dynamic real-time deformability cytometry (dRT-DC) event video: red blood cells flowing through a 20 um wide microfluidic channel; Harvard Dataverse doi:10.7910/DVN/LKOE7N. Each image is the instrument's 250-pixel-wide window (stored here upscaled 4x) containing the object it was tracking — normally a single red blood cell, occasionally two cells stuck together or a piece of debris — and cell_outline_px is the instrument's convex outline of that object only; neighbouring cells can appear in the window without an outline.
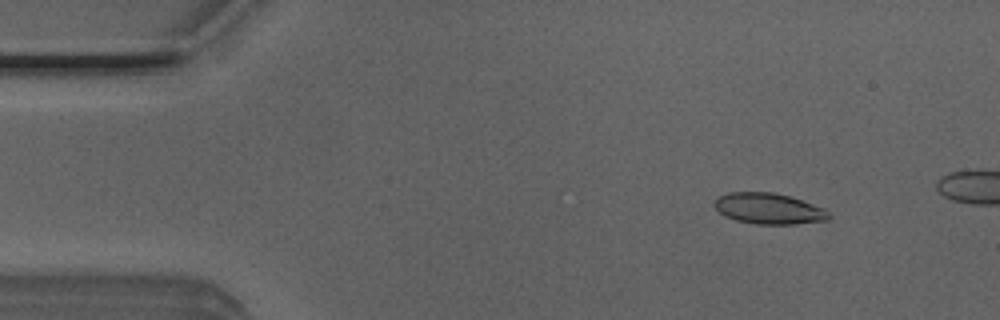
{"species": "Egyptian fruit bat (a non-hibernating species)", "species_latin": "Rousettus aegyptiacus", "temperature_condition": "room temperature", "stored_images_in_passage": 45, "camera_frame_rate_fps": 3000, "um_per_image_px": 0.085, "animal": {"sex": "male"}, "frame": {"image": 1, "passage_image": 5, "time_ms": 1.333, "image_size_px": [1000, 320], "cell_outline_px": [[832, 216], [828, 220], [796, 224], [756, 224], [736, 220], [724, 216], [712, 204], [720, 196], [728, 192], [772, 192], [788, 196], [824, 208]], "centroid_in_image_um": [65.34, 17.74], "position_along_channel_um": 19.7, "area_um2": 20.52}}
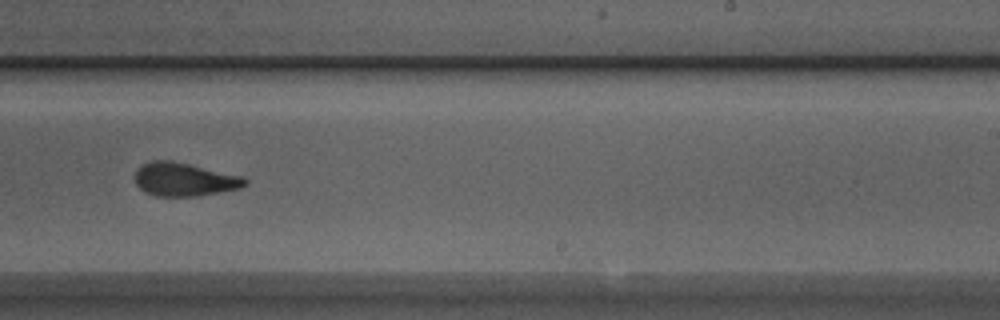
{"frame": {"image": 2, "passage_image": 30, "time_ms": 9.667, "image_size_px": [1000, 320], "cell_outline_px": [[248, 184], [240, 188], [200, 196], [156, 196], [144, 192], [136, 184], [136, 168], [152, 160], [172, 160], [244, 176], [248, 180]], "centroid_in_image_um": [15.69, 15.25], "position_along_channel_um": 273.3, "area_um2": 21.62}}
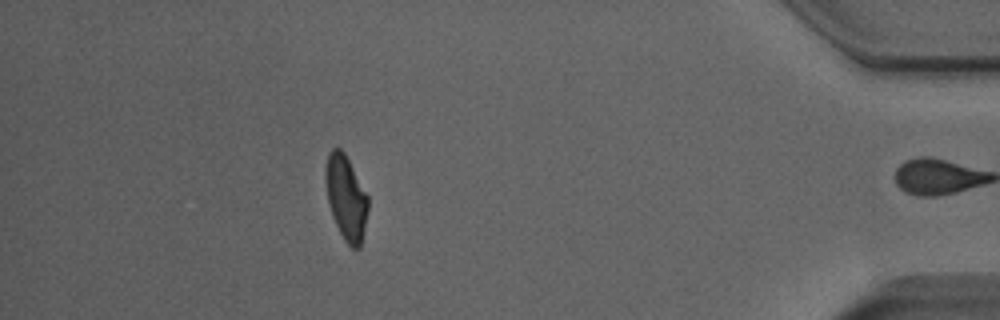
{"frame": {"image": 3, "passage_image": 44, "time_ms": 14.333, "image_size_px": [1000, 320], "cell_outline_px": [[368, 208], [360, 248], [352, 248], [344, 240], [332, 216], [328, 200], [324, 180], [324, 168], [328, 152], [332, 148], [340, 148], [344, 152], [368, 196]], "centroid_in_image_um": [29.38, 16.76], "position_along_channel_um": 405.8, "area_um2": 20.87}}